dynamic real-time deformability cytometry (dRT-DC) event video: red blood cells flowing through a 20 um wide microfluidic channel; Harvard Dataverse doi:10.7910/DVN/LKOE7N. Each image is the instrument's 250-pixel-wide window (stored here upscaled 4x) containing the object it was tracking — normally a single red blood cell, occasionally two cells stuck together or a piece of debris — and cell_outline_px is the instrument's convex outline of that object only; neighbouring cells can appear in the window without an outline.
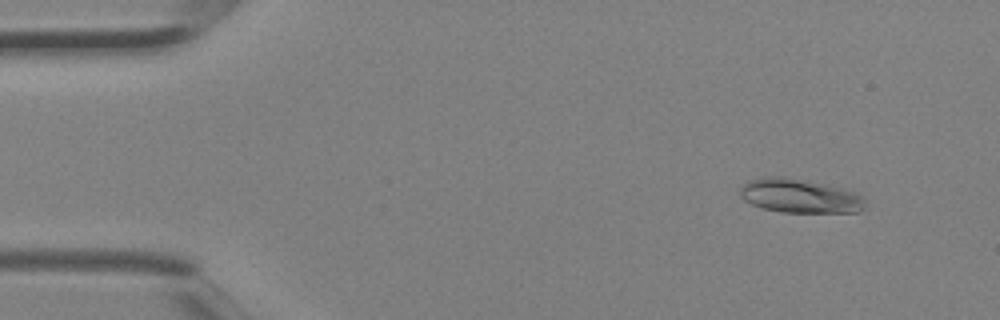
{"species": "Egyptian fruit bat (a non-hibernating species)", "species_latin": "Rousettus aegyptiacus", "temperature_condition": "room temperature", "stored_images_in_passage": 4, "camera_frame_rate_fps": 3000, "um_per_image_px": 0.085, "animal": {"sex": "female"}, "frame": {"image": 1, "passage_image": 4, "time_ms": 1.0, "image_size_px": [1000, 320], "cell_outline_px": [[868, 200], [864, 208], [860, 212], [780, 212], [760, 208], [744, 200], [740, 196], [740, 188], [748, 180], [760, 176], [784, 176], [828, 184], [860, 192]], "centroid_in_image_um": [68.03, 16.64], "position_along_channel_um": 17.0, "area_um2": 25.55}}